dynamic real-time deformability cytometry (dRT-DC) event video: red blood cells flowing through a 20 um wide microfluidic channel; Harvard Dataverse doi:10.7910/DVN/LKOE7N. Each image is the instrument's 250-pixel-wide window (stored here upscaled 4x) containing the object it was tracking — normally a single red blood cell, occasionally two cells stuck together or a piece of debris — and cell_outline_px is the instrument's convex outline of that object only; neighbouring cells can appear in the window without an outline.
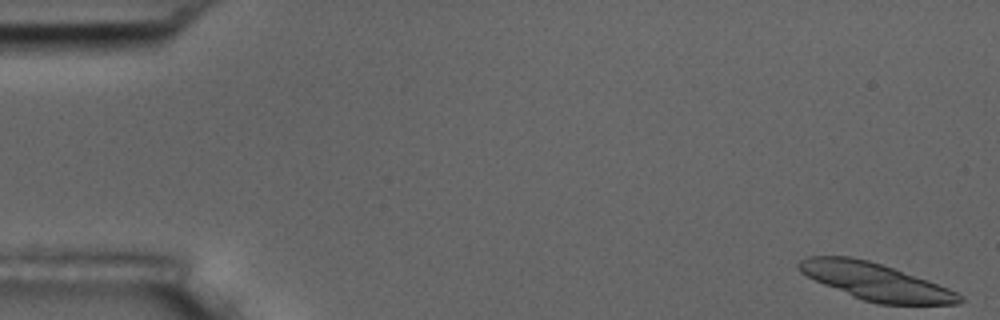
{"species": "common noctule bat (a hibernating species)", "species_latin": "Nyctalus noctula", "temperature_condition": "room temperature", "stored_images_in_passage": 19, "camera_frame_rate_fps": 3000, "um_per_image_px": 0.085, "animal": {"sex": "male", "body_mass_g": 17.5, "forearm_length_mm": 52.3}, "frame": {"image": 1, "passage_image": 1, "time_ms": 0.0, "image_size_px": [1000, 320], "cell_outline_px": [[968, 300], [960, 304], [880, 304], [864, 300], [824, 284], [800, 272], [796, 268], [796, 264], [800, 260], [808, 256], [852, 256], [868, 260], [928, 280], [948, 288], [964, 296]], "centroid_in_image_um": [74.45, 23.93], "position_along_channel_um": 10.5, "area_um2": 34.33}}
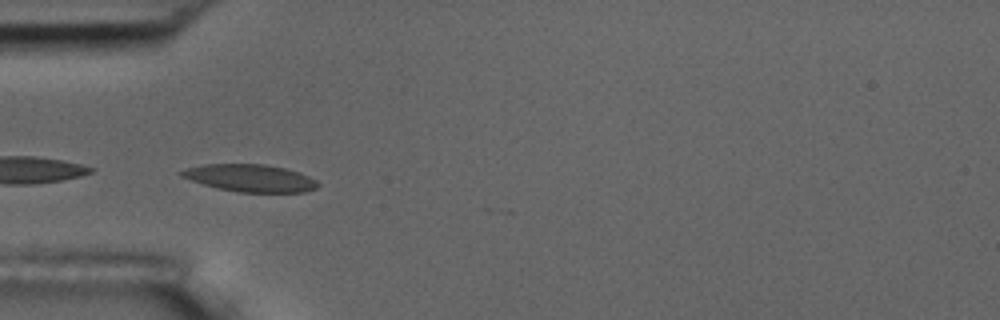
{"frame": {"image": 2, "passage_image": 17, "time_ms": 5.333, "image_size_px": [1000, 320], "cell_outline_px": [[320, 184], [316, 188], [304, 192], [240, 192], [216, 188], [180, 176], [176, 172], [188, 168], [204, 164], [264, 164], [284, 168], [300, 172], [316, 180]], "centroid_in_image_um": [21.27, 15.13], "position_along_channel_um": 63.7, "area_um2": 21.68}}